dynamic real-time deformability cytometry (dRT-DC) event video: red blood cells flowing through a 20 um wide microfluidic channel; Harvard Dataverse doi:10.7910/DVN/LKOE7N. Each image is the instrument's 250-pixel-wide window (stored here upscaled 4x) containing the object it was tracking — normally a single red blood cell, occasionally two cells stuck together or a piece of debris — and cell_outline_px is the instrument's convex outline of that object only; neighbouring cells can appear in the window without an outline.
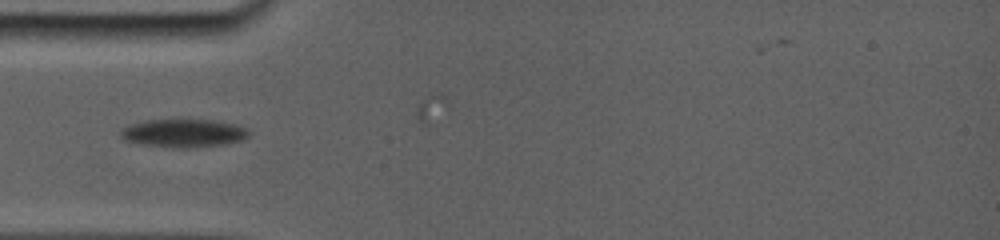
{"species": "common noctule bat (a hibernating species)", "species_latin": "Nyctalus noctula", "temperature_condition": "room temperature", "stored_images_in_passage": 4, "camera_frame_rate_fps": 5000, "um_per_image_px": 0.085, "animal": {"sex": "female", "body_mass_g": 19.0, "forearm_length_mm": 56.7}, "frame": {"image": 1, "passage_image": 1, "time_ms": 0.0, "image_size_px": [1000, 240], "cell_outline_px": [[244, 136], [240, 140], [216, 144], [152, 144], [128, 140], [124, 136], [124, 128], [132, 124], [148, 120], [212, 120], [232, 124], [244, 128]], "centroid_in_image_um": [15.59, 11.23], "position_along_channel_um": 69.4, "area_um2": 18.38}}
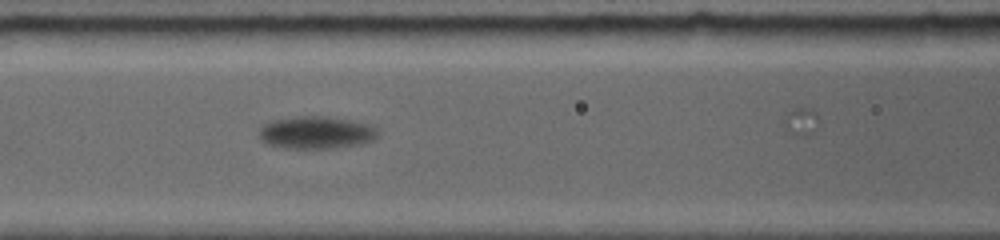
{"frame": {"image": 2, "passage_image": 3, "time_ms": 2.0, "image_size_px": [1000, 240], "cell_outline_px": [[372, 136], [368, 140], [352, 144], [316, 148], [304, 148], [272, 144], [264, 140], [260, 136], [260, 132], [272, 120], [300, 116], [320, 116], [348, 120], [360, 124], [368, 128], [372, 132]], "centroid_in_image_um": [26.72, 11.23], "position_along_channel_um": 139.9, "area_um2": 20.11}}
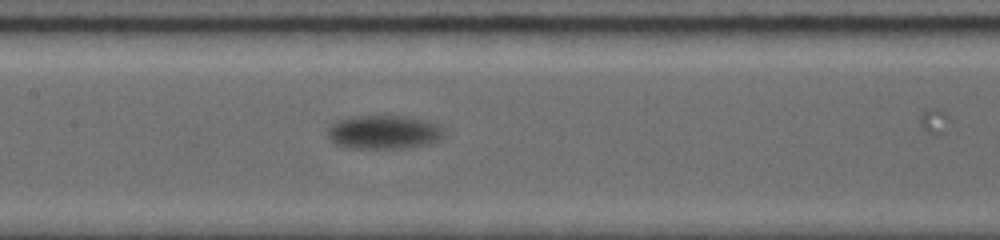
{"frame": {"image": 3, "passage_image": 4, "time_ms": 3.0, "image_size_px": [1000, 240], "cell_outline_px": [[440, 136], [420, 144], [392, 148], [372, 148], [344, 144], [332, 140], [328, 132], [340, 120], [360, 116], [400, 116], [420, 120], [432, 124], [436, 128]], "centroid_in_image_um": [32.53, 11.2], "position_along_channel_um": 174.9, "area_um2": 20.35}}